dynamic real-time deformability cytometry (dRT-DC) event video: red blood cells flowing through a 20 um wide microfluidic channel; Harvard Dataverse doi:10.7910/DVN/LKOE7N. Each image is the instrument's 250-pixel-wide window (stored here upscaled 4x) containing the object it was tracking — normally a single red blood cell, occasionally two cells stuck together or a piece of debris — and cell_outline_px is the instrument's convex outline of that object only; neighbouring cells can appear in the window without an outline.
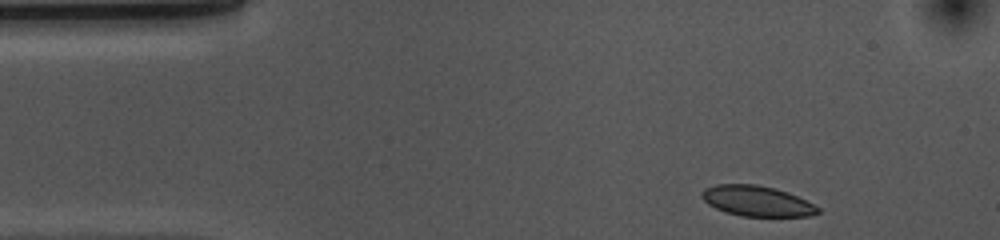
{"species": "common noctule bat (a hibernating species)", "species_latin": "Nyctalus noctula", "temperature_condition": "cold", "stored_images_in_passage": 38, "camera_frame_rate_fps": 3000, "um_per_image_px": 0.085, "animal": {"sex": "female", "body_mass_g": 10.0, "forearm_length_mm": 53.1}, "frame": {"image": 1, "passage_image": 1, "time_ms": 0.0, "image_size_px": [1000, 240], "cell_outline_px": [[820, 212], [808, 216], [740, 216], [724, 212], [708, 204], [700, 196], [700, 192], [704, 188], [716, 184], [756, 184], [776, 188], [788, 192], [820, 208]], "centroid_in_image_um": [64.28, 17.08], "position_along_channel_um": 20.7, "area_um2": 20.63}}
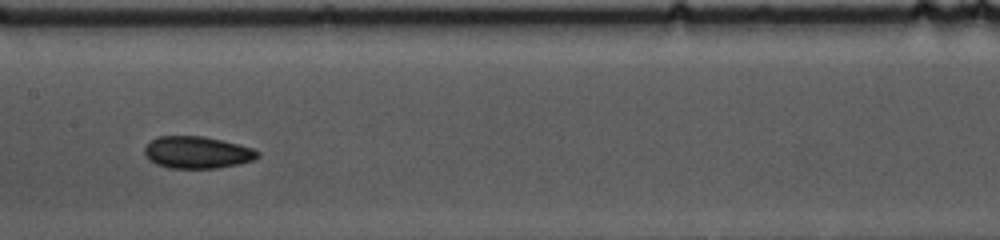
{"frame": {"image": 2, "passage_image": 20, "time_ms": 6.333, "image_size_px": [1000, 240], "cell_outline_px": [[260, 156], [252, 160], [240, 164], [216, 168], [168, 168], [156, 164], [148, 160], [144, 152], [144, 148], [156, 136], [204, 136], [252, 148], [260, 152]], "centroid_in_image_um": [16.74, 12.96], "position_along_channel_um": 190.7, "area_um2": 21.1}}
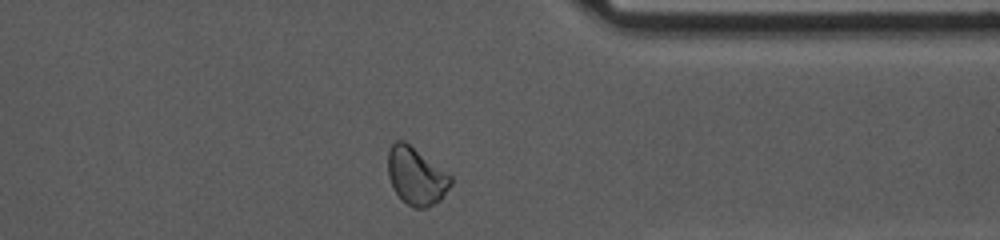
{"frame": {"image": 3, "passage_image": 36, "time_ms": 11.667, "image_size_px": [1000, 240], "cell_outline_px": [[452, 184], [440, 200], [424, 208], [412, 208], [392, 188], [388, 176], [388, 148], [396, 140], [404, 140], [452, 176]], "centroid_in_image_um": [35.36, 14.95], "position_along_channel_um": 376.0, "area_um2": 20.92}, "authors_computed_cell_mechanics": {"area_um2": 20.8658, "velocity_mm_per_s": 3.6627, "shape_relaxation_time_tau1_ms": null, "shape_relaxation_time_tau2_ms": 2.608, "deformation_change_tau1": null, "deformation_change_tau2": 0.0745}}